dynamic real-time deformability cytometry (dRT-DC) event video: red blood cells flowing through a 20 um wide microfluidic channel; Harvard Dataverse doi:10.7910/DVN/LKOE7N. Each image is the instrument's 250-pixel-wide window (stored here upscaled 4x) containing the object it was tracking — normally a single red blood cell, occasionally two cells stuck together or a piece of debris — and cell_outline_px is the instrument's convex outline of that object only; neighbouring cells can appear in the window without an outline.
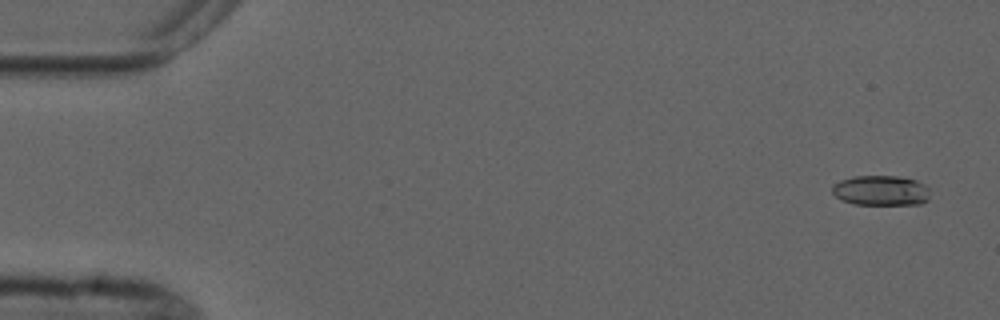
{"species": "common noctule bat (a hibernating species)", "species_latin": "Nyctalus noctula", "temperature_condition": "cold", "stored_images_in_passage": 5, "segment_of_instrument_passage": [1, 2], "camera_frame_rate_fps": 3000, "um_per_image_px": 0.085, "animal": {"sex": "male", "forearm_length_mm": 52.5}, "frame": {"image": 1, "passage_image": 1, "time_ms": 0.0, "image_size_px": [1000, 320], "cell_outline_px": [[928, 200], [920, 204], [856, 204], [844, 200], [836, 196], [832, 192], [832, 184], [840, 180], [852, 176], [896, 176], [916, 180], [924, 184], [928, 188]], "centroid_in_image_um": [74.87, 16.18], "position_along_channel_um": 10.1, "area_um2": 17.05}}
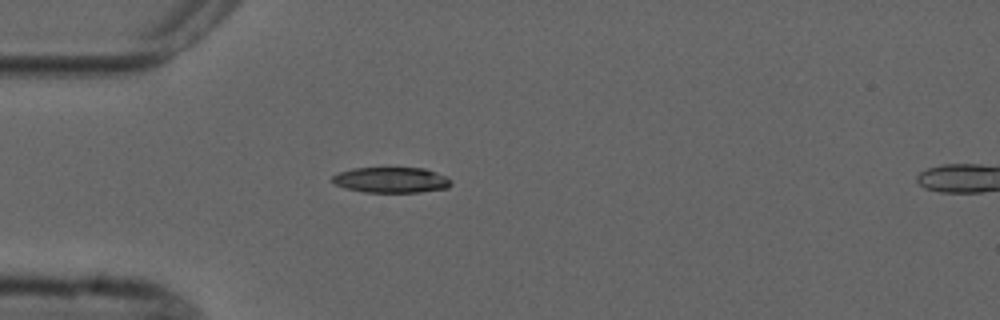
{"frame": {"image": 2, "passage_image": 4, "time_ms": 4.333, "image_size_px": [1000, 320], "cell_outline_px": [[452, 184], [448, 188], [420, 192], [364, 192], [344, 188], [332, 184], [332, 176], [340, 172], [352, 168], [424, 168], [448, 176], [452, 180]], "centroid_in_image_um": [33.27, 15.3], "position_along_channel_um": 51.7, "area_um2": 17.92}}